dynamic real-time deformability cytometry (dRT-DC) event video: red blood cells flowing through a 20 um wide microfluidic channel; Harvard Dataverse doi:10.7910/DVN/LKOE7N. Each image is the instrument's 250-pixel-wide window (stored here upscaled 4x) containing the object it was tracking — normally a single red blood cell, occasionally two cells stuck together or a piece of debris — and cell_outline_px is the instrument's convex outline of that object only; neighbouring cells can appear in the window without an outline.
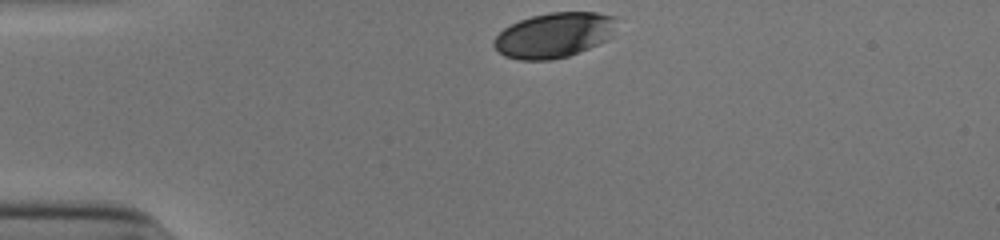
{"species": "human", "species_latin": "Homo sapiens", "temperature_condition": "cold", "stored_images_in_passage": 31, "camera_frame_rate_fps": 3000, "um_per_image_px": 0.085, "donor": {"sex": "male"}, "frame": {"image": 1, "passage_image": 1, "time_ms": 0.0, "image_size_px": [1000, 240], "cell_outline_px": [[616, 16], [612, 36], [608, 40], [600, 44], [568, 56], [552, 60], [520, 60], [504, 56], [492, 44], [492, 40], [504, 28], [520, 20], [532, 16], [548, 12], [596, 12]], "centroid_in_image_um": [47.1, 2.99], "position_along_channel_um": 37.9, "area_um2": 32.37}}
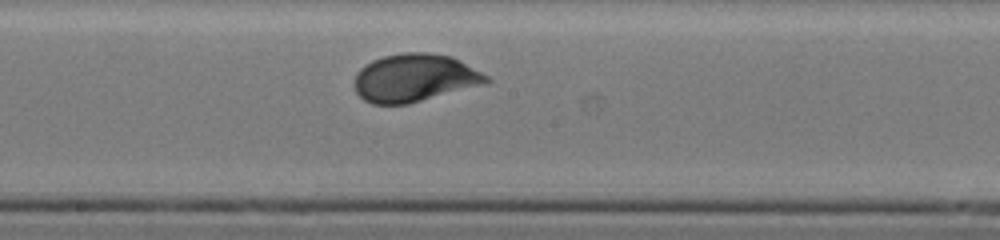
{"frame": {"image": 2, "passage_image": 18, "time_ms": 5.667, "image_size_px": [1000, 240], "cell_outline_px": [[492, 80], [484, 84], [408, 104], [372, 104], [364, 100], [356, 92], [356, 72], [360, 68], [372, 60], [384, 56], [404, 52], [428, 52], [452, 56], [488, 76]], "centroid_in_image_um": [35.24, 6.61], "position_along_channel_um": 213.0, "area_um2": 36.65}}
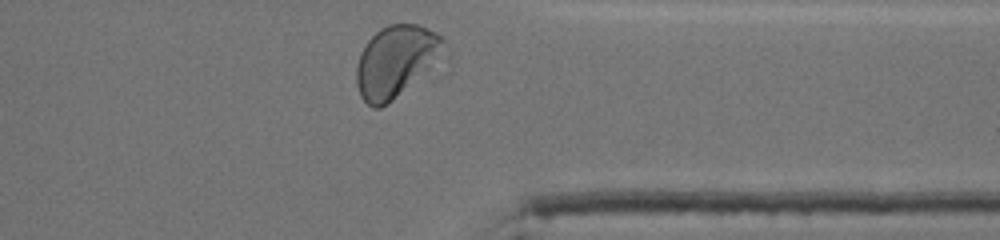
{"frame": {"image": 3, "passage_image": 31, "time_ms": 10.0, "image_size_px": [1000, 240], "cell_outline_px": [[444, 40], [404, 84], [380, 108], [372, 108], [360, 96], [356, 84], [356, 64], [360, 52], [364, 44], [380, 28], [388, 24], [416, 24], [436, 32]], "centroid_in_image_um": [33.36, 5.11], "position_along_channel_um": 378.0, "area_um2": 32.54}, "authors_computed_cell_mechanics": {"area_um2": 35.7782, "velocity_mm_per_s": 3.8636, "shape_relaxation_time_tau1_ms": 2.0559, "shape_relaxation_time_tau2_ms": null, "deformation_change_tau1": 0.1241, "deformation_change_tau2": null}}